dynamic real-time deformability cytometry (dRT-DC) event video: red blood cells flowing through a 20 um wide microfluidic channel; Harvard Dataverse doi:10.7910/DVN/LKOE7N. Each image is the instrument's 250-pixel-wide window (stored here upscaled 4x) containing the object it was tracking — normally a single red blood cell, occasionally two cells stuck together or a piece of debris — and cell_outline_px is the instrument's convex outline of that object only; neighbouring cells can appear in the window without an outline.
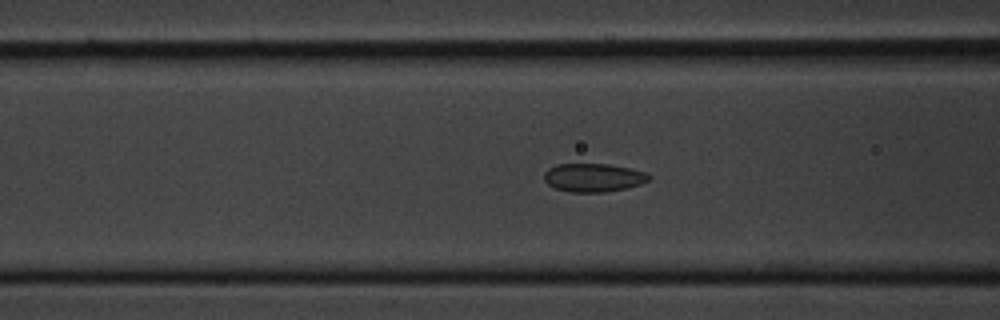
{"species": "common noctule bat (a hibernating species)", "species_latin": "Nyctalus noctula", "temperature_condition": "cold", "stored_images_in_passage": 39, "camera_frame_rate_fps": 3000, "um_per_image_px": 0.085, "animal": {"sex": "male", "body_mass_g": 20.1, "forearm_length_mm": 53.5}, "frame": {"image": 1, "passage_image": 5, "time_ms": 1.333, "image_size_px": [1000, 320], "cell_outline_px": [[652, 180], [640, 184], [624, 188], [604, 192], [572, 192], [556, 188], [548, 184], [544, 180], [544, 172], [548, 168], [556, 164], [608, 164], [628, 168], [644, 172], [652, 176]], "centroid_in_image_um": [50.43, 15.09], "position_along_channel_um": 116.2, "area_um2": 17.28}}
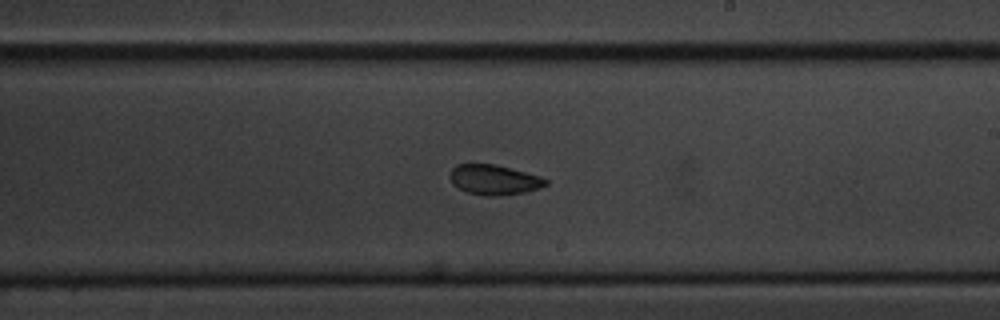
{"frame": {"image": 2, "passage_image": 16, "time_ms": 5.0, "image_size_px": [1000, 320], "cell_outline_px": [[548, 184], [540, 188], [524, 192], [492, 196], [484, 196], [468, 192], [452, 184], [452, 168], [456, 164], [496, 164], [544, 176], [548, 180]], "centroid_in_image_um": [42.07, 15.27], "position_along_channel_um": 246.9, "area_um2": 16.76}}
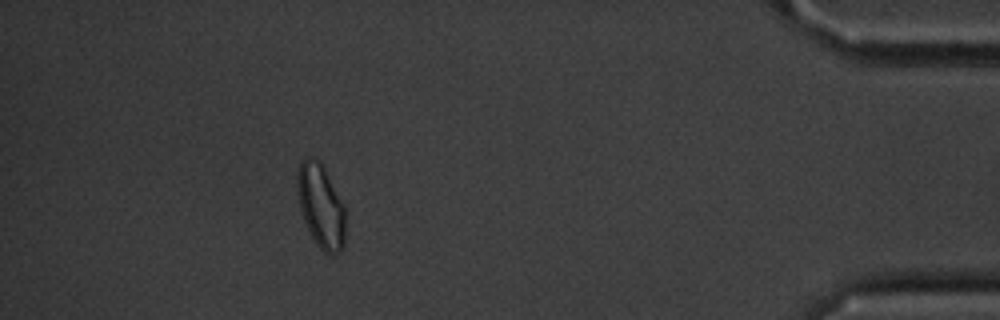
{"frame": {"image": 3, "passage_image": 34, "time_ms": 11.0, "image_size_px": [1000, 320], "cell_outline_px": [[344, 248], [340, 252], [332, 256], [328, 256], [316, 244], [304, 220], [300, 208], [296, 184], [296, 172], [300, 160], [308, 156], [320, 160], [344, 204]], "centroid_in_image_um": [27.26, 17.5], "position_along_channel_um": 407.9, "area_um2": 23.76}, "authors_computed_cell_mechanics": {"area_um2": 17.5712, "velocity_mm_per_s": 3.5719, "shape_relaxation_time_tau1_ms": 2.3158, "shape_relaxation_time_tau2_ms": 1.0962, "deformation_change_tau1": 0.0843, "deformation_change_tau2": 0.0632}}